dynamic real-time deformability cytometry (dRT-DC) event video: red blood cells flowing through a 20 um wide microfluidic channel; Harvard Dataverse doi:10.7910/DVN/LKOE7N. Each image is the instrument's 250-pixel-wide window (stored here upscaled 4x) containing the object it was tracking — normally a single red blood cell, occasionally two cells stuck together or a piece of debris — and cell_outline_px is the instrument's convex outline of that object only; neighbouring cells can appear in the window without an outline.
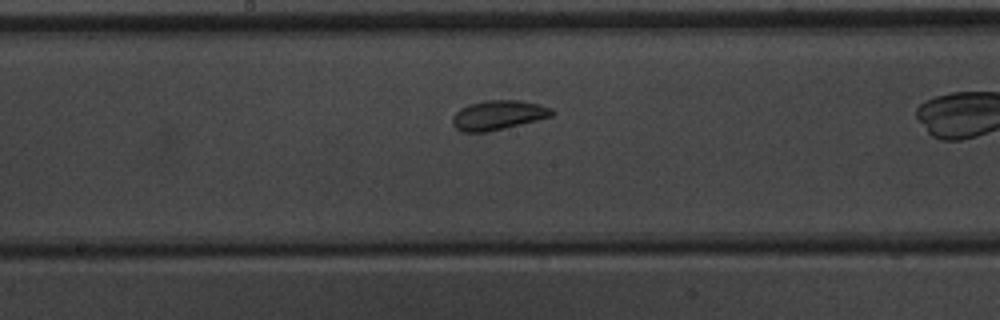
{"species": "common noctule bat (a hibernating species)", "species_latin": "Nyctalus noctula", "temperature_condition": "warm", "stored_images_in_passage": 26, "camera_frame_rate_fps": 3000, "um_per_image_px": 0.085, "animal": {"sex": "male", "body_mass_g": 20.1, "forearm_length_mm": 53.5}, "frame": {"image": 1, "passage_image": 12, "time_ms": 3.667, "image_size_px": [1000, 320], "cell_outline_px": [[556, 112], [552, 116], [504, 128], [484, 132], [464, 132], [456, 128], [452, 124], [452, 116], [460, 108], [468, 104], [484, 100], [520, 100], [540, 104], [552, 108]], "centroid_in_image_um": [42.34, 9.77], "position_along_channel_um": 205.9, "area_um2": 17.11}}
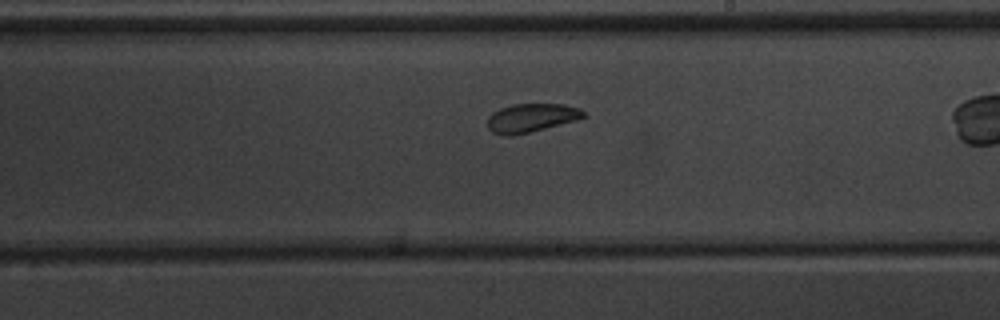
{"frame": {"image": 2, "passage_image": 15, "time_ms": 4.667, "image_size_px": [1000, 320], "cell_outline_px": [[588, 116], [576, 120], [512, 136], [504, 136], [492, 132], [488, 128], [488, 116], [492, 112], [500, 108], [512, 104], [564, 104], [580, 108]], "centroid_in_image_um": [45.14, 10.01], "position_along_channel_um": 243.9, "area_um2": 16.01}}